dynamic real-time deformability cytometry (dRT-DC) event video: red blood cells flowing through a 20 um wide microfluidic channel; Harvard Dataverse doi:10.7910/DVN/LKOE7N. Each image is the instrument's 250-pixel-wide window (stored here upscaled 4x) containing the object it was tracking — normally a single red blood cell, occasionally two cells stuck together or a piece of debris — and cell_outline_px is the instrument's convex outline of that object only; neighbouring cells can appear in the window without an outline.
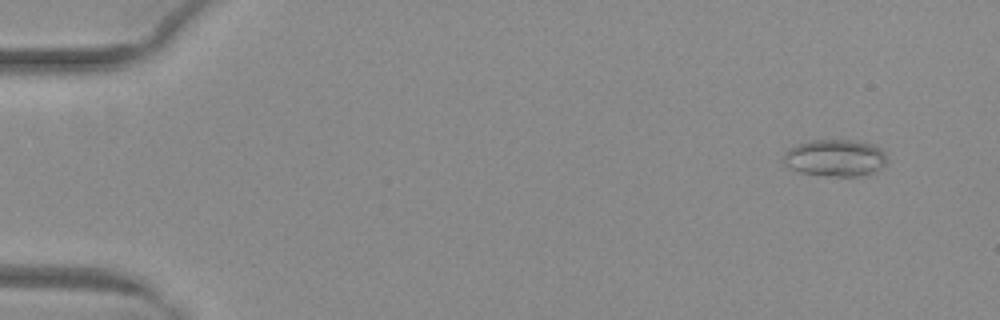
{"species": "common noctule bat (a hibernating species)", "species_latin": "Nyctalus noctula", "temperature_condition": "warm", "stored_images_in_passage": 53, "camera_frame_rate_fps": 3000, "um_per_image_px": 0.085, "animal": {"sex": "female", "body_mass_g": 29.2, "forearm_length_mm": 56.3}, "frame": {"image": 1, "passage_image": 5, "time_ms": 1.333, "image_size_px": [1000, 320], "cell_outline_px": [[884, 164], [880, 168], [864, 176], [832, 176], [800, 172], [784, 164], [784, 152], [788, 148], [812, 140], [852, 140], [876, 144], [884, 152]], "centroid_in_image_um": [70.99, 13.41], "position_along_channel_um": 14.0, "area_um2": 22.08}}
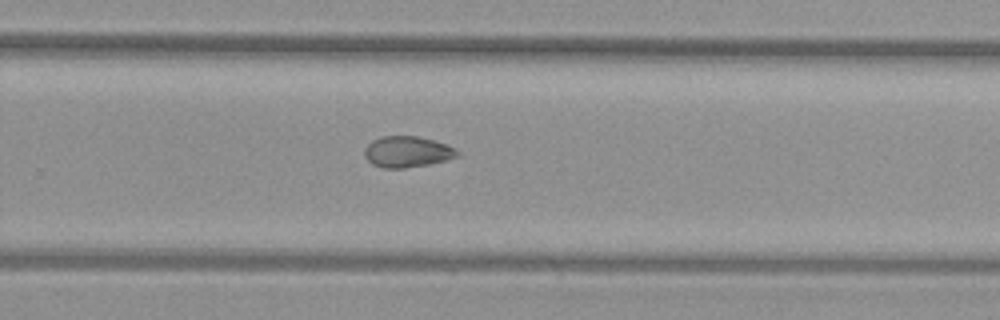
{"frame": {"image": 2, "passage_image": 36, "time_ms": 11.667, "image_size_px": [1000, 320], "cell_outline_px": [[460, 156], [428, 164], [404, 168], [384, 168], [372, 164], [364, 156], [364, 148], [372, 140], [380, 136], [416, 136], [448, 144], [456, 148], [460, 152]], "centroid_in_image_um": [34.62, 12.89], "position_along_channel_um": 295.2, "area_um2": 16.88}}
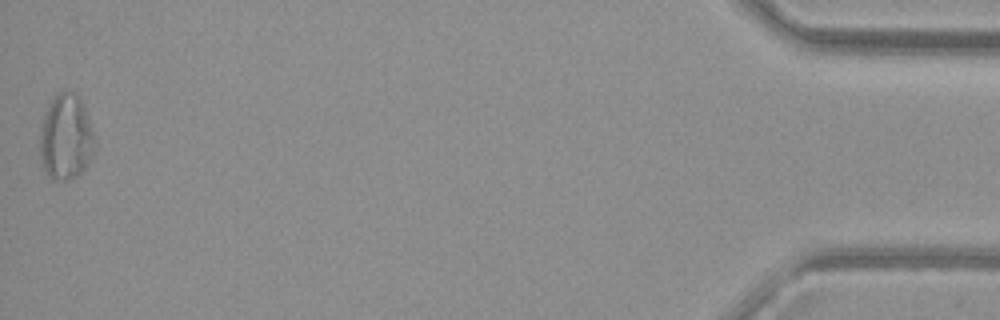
{"frame": {"image": 3, "passage_image": 53, "time_ms": 17.333, "image_size_px": [1000, 320], "cell_outline_px": [[96, 144], [92, 156], [84, 168], [80, 172], [68, 180], [52, 180], [48, 176], [40, 164], [40, 128], [44, 112], [52, 100], [60, 92], [76, 92], [80, 96], [84, 104], [96, 140]], "centroid_in_image_um": [5.6, 11.67], "position_along_channel_um": 429.6, "area_um2": 27.69}}